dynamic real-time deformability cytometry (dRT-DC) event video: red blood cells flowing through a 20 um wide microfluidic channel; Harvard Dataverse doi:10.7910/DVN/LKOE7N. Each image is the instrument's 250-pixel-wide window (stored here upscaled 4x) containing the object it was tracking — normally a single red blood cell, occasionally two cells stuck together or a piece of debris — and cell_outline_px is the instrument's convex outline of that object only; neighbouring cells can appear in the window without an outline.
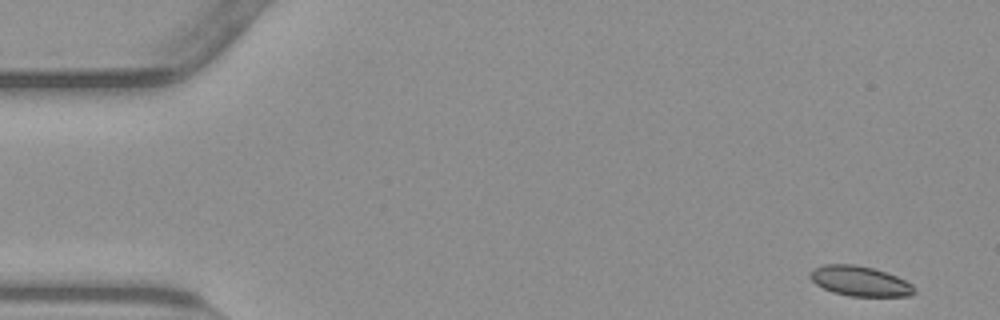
{"species": "common noctule bat (a hibernating species)", "species_latin": "Nyctalus noctula", "temperature_condition": "warm", "stored_images_in_passage": 53, "camera_frame_rate_fps": 3000, "um_per_image_px": 0.085, "animal": {"sex": "male", "body_mass_g": 23.1, "forearm_length_mm": 52.7}, "frame": {"image": 1, "passage_image": 1, "time_ms": 0.0, "image_size_px": [1000, 320], "cell_outline_px": [[916, 292], [908, 296], [848, 296], [832, 292], [816, 284], [808, 276], [808, 272], [812, 268], [824, 264], [852, 264], [872, 268], [896, 276], [912, 284]], "centroid_in_image_um": [73.04, 23.89], "position_along_channel_um": 12.0, "area_um2": 18.21}}
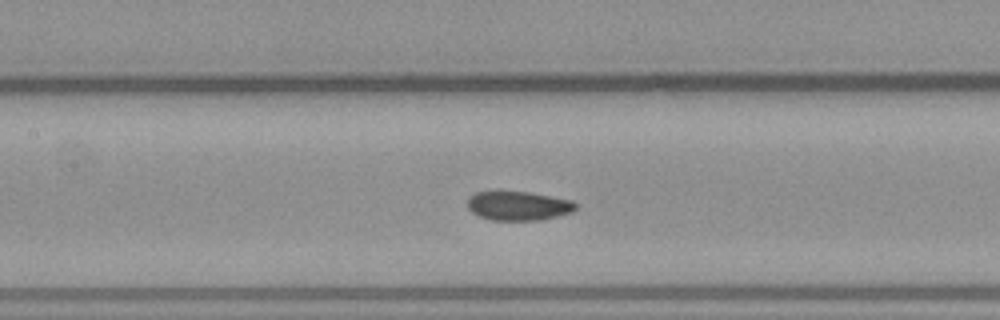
{"frame": {"image": 2, "passage_image": 23, "time_ms": 7.333, "image_size_px": [1000, 320], "cell_outline_px": [[576, 208], [572, 212], [540, 220], [488, 220], [472, 212], [468, 208], [468, 196], [476, 192], [528, 192], [572, 200], [576, 204]], "centroid_in_image_um": [44.04, 17.5], "position_along_channel_um": 163.4, "area_um2": 18.21}}
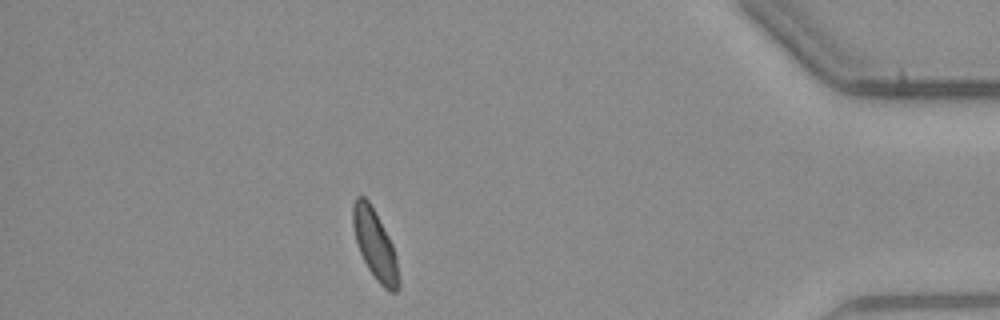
{"frame": {"image": 3, "passage_image": 46, "time_ms": 15.0, "image_size_px": [1000, 320], "cell_outline_px": [[400, 284], [396, 292], [388, 292], [376, 280], [368, 268], [360, 252], [356, 240], [352, 224], [352, 204], [356, 196], [364, 196], [368, 200], [388, 236], [392, 244], [396, 256], [400, 276]], "centroid_in_image_um": [31.88, 20.82], "position_along_channel_um": 403.3, "area_um2": 18.5}, "authors_computed_cell_mechanics": {"area_um2": 18.785, "velocity_mm_per_s": 3.7773, "shape_relaxation_time_tau1_ms": null, "shape_relaxation_time_tau2_ms": 1.2575, "deformation_change_tau1": null, "deformation_change_tau2": 0.0526}}